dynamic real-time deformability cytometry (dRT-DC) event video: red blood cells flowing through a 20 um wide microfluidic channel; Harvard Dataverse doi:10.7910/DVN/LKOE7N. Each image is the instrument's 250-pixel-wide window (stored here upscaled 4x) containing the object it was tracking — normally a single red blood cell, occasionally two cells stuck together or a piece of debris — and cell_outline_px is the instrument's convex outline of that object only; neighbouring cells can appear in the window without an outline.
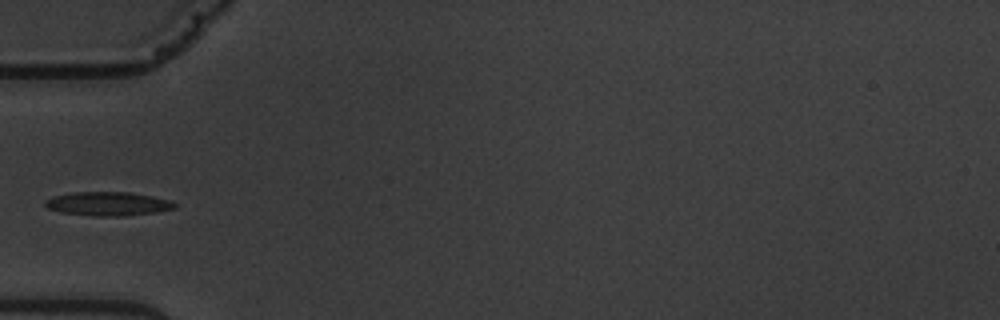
{"species": "common noctule bat (a hibernating species)", "species_latin": "Nyctalus noctula", "temperature_condition": "warm", "stored_images_in_passage": 6, "camera_frame_rate_fps": 3000, "um_per_image_px": 0.085, "animal": {"sex": "male", "body_mass_g": 19.5, "forearm_length_mm": 54.6}, "frame": {"image": 1, "passage_image": 6, "time_ms": 6.667, "image_size_px": [1000, 320], "cell_outline_px": [[180, 204], [176, 208], [156, 212], [124, 216], [96, 216], [60, 212], [48, 208], [44, 204], [44, 200], [52, 196], [72, 192], [132, 192], [152, 196], [168, 200]], "centroid_in_image_um": [9.18, 17.31], "position_along_channel_um": 75.8, "area_um2": 18.15}}